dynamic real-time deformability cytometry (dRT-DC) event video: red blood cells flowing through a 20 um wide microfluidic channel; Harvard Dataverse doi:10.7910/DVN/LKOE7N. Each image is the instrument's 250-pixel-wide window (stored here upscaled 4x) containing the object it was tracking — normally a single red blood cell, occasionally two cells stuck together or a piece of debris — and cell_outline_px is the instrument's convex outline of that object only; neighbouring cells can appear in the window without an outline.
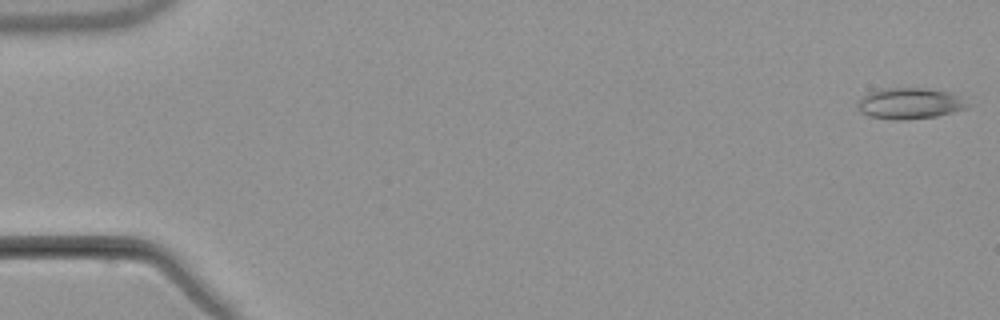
{"species": "common noctule bat (a hibernating species)", "species_latin": "Nyctalus noctula", "temperature_condition": "warm", "stored_images_in_passage": 4, "camera_frame_rate_fps": 3000, "um_per_image_px": 0.085, "animal": {"sex": "male", "body_mass_g": 21.5, "forearm_length_mm": 52.0}, "frame": {"image": 1, "passage_image": 1, "time_ms": 0.0, "image_size_px": [1000, 320], "cell_outline_px": [[972, 104], [968, 108], [936, 116], [900, 120], [896, 120], [868, 116], [860, 112], [856, 108], [856, 104], [860, 96], [868, 92], [884, 88], [924, 88], [952, 92], [960, 96]], "centroid_in_image_um": [77.32, 8.78], "position_along_channel_um": 7.7, "area_um2": 20.29}}
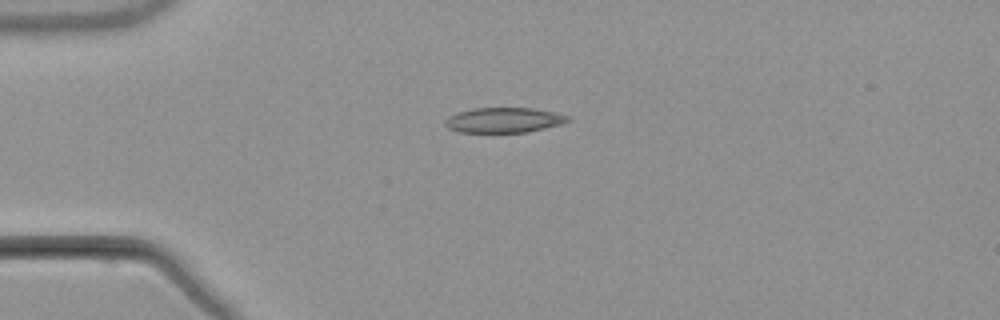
{"frame": {"image": 2, "passage_image": 4, "time_ms": 4.333, "image_size_px": [1000, 320], "cell_outline_px": [[572, 120], [560, 124], [528, 132], [460, 132], [448, 128], [444, 124], [444, 120], [448, 116], [456, 112], [472, 108], [532, 108], [572, 116]], "centroid_in_image_um": [42.81, 10.2], "position_along_channel_um": 42.2, "area_um2": 18.03}}